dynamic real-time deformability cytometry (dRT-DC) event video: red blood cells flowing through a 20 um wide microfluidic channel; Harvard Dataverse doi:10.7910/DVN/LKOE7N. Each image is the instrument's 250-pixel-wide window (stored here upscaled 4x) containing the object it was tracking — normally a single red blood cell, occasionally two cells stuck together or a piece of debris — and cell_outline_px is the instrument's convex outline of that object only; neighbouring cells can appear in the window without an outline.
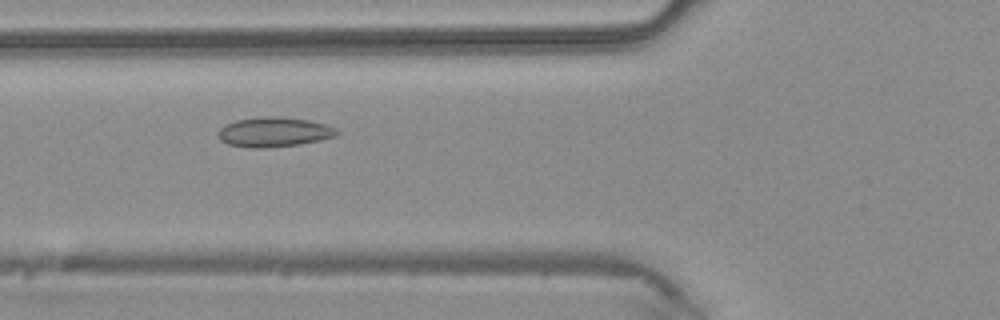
{"species": "common noctule bat (a hibernating species)", "species_latin": "Nyctalus noctula", "temperature_condition": "warm", "stored_images_in_passage": 41, "camera_frame_rate_fps": 3000, "um_per_image_px": 0.085, "animal": {"sex": "male", "body_mass_g": 20.4}, "frame": {"image": 1, "passage_image": 14, "time_ms": 4.333, "image_size_px": [1000, 320], "cell_outline_px": [[340, 132], [336, 136], [320, 140], [300, 144], [264, 148], [252, 148], [228, 144], [220, 140], [216, 132], [224, 124], [236, 120], [264, 116], [272, 116], [308, 120], [324, 124], [336, 128]], "centroid_in_image_um": [23.26, 11.22], "position_along_channel_um": 102.5, "area_um2": 20.58}}
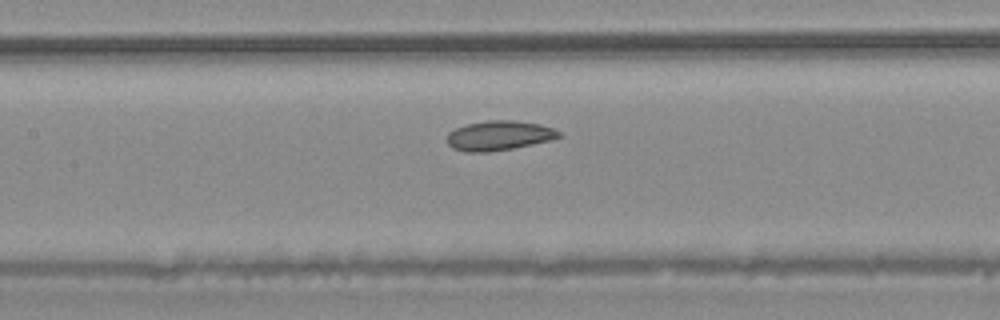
{"frame": {"image": 2, "passage_image": 18, "time_ms": 5.667, "image_size_px": [1000, 320], "cell_outline_px": [[564, 136], [552, 140], [512, 148], [488, 152], [464, 152], [452, 148], [448, 144], [448, 132], [456, 128], [468, 124], [488, 120], [516, 120], [540, 124], [552, 128], [560, 132]], "centroid_in_image_um": [42.44, 11.52], "position_along_channel_um": 165.0, "area_um2": 19.36}}
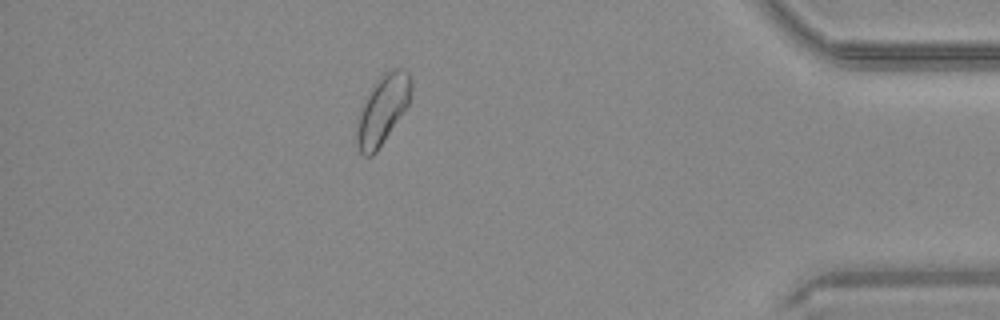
{"frame": {"image": 3, "passage_image": 36, "time_ms": 11.667, "image_size_px": [1000, 320], "cell_outline_px": [[412, 96], [408, 104], [376, 152], [372, 156], [364, 156], [360, 152], [356, 144], [356, 120], [360, 108], [372, 84], [384, 72], [392, 68], [404, 68], [408, 72], [412, 80]], "centroid_in_image_um": [32.5, 9.28], "position_along_channel_um": 402.7, "area_um2": 22.14}}